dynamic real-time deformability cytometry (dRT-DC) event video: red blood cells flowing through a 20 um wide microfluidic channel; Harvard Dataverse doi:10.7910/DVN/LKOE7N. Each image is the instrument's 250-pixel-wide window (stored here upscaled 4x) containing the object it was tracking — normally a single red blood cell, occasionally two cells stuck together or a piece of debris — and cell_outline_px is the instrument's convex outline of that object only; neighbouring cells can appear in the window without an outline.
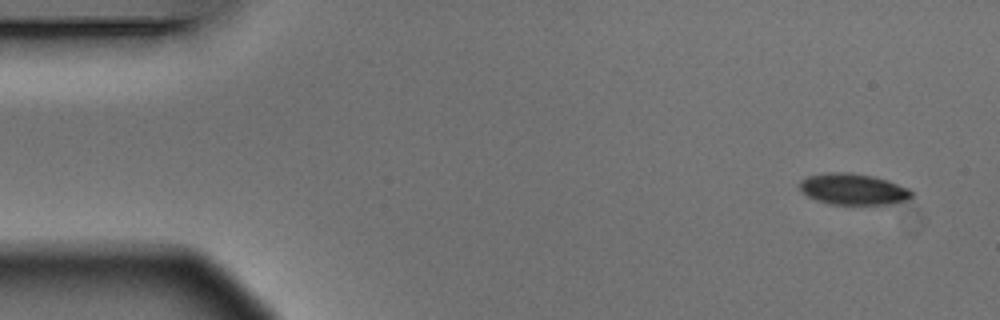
{"species": "Egyptian fruit bat (a non-hibernating species)", "species_latin": "Rousettus aegyptiacus", "temperature_condition": "warm", "stored_images_in_passage": 5, "segment_of_instrument_passage": [1, 2], "camera_frame_rate_fps": 3000, "um_per_image_px": 0.085, "animal": {"sex": "male"}, "frame": {"image": 1, "passage_image": 1, "time_ms": 0.0, "image_size_px": [1000, 320], "cell_outline_px": [[912, 196], [908, 200], [892, 204], [828, 204], [816, 200], [808, 196], [800, 188], [800, 180], [808, 176], [832, 172], [848, 172], [872, 176], [888, 180], [908, 188], [912, 192]], "centroid_in_image_um": [72.54, 16.08], "position_along_channel_um": 12.5, "area_um2": 20.29}}